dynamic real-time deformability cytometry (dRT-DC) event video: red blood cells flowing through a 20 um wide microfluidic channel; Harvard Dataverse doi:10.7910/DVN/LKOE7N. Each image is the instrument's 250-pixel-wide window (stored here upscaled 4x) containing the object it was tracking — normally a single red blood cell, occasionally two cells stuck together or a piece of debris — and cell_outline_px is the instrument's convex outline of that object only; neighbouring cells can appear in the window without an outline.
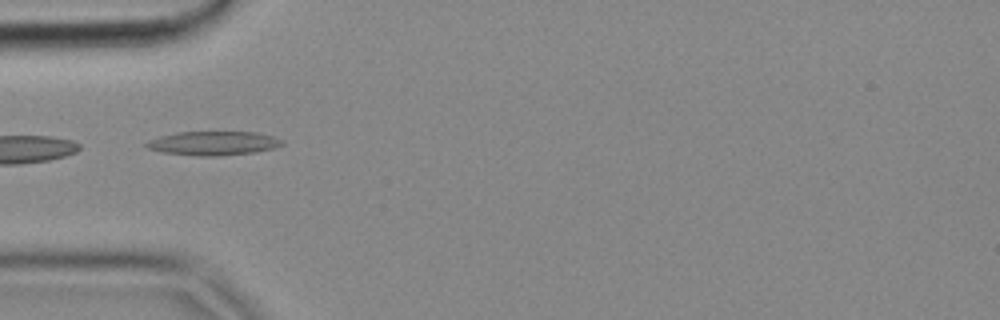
{"species": "common noctule bat (a hibernating species)", "species_latin": "Nyctalus noctula", "temperature_condition": "cold", "stored_images_in_passage": 5, "camera_frame_rate_fps": 3000, "um_per_image_px": 0.085, "animal": {"sex": "female", "body_mass_g": 18.4}, "frame": {"image": 1, "passage_image": 1, "time_ms": 0.0, "image_size_px": [1000, 320], "cell_outline_px": [[284, 144], [272, 148], [256, 152], [216, 156], [196, 156], [160, 152], [148, 148], [144, 144], [160, 136], [176, 132], [256, 132], [272, 136], [284, 140]], "centroid_in_image_um": [18.14, 12.18], "position_along_channel_um": 66.9, "area_um2": 18.9}}
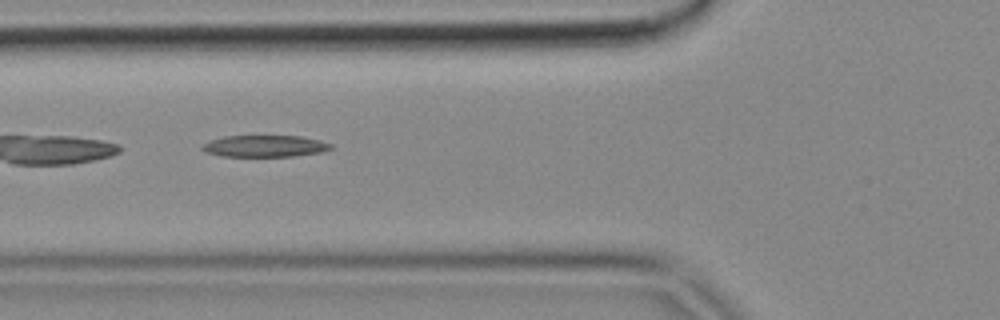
{"frame": {"image": 2, "passage_image": 2, "time_ms": 0.333, "image_size_px": [1000, 320], "cell_outline_px": [[332, 148], [324, 152], [292, 156], [220, 156], [204, 152], [200, 148], [200, 144], [208, 140], [224, 136], [300, 136], [320, 140], [332, 144]], "centroid_in_image_um": [22.45, 12.41], "position_along_channel_um": 103.3, "area_um2": 16.47}}
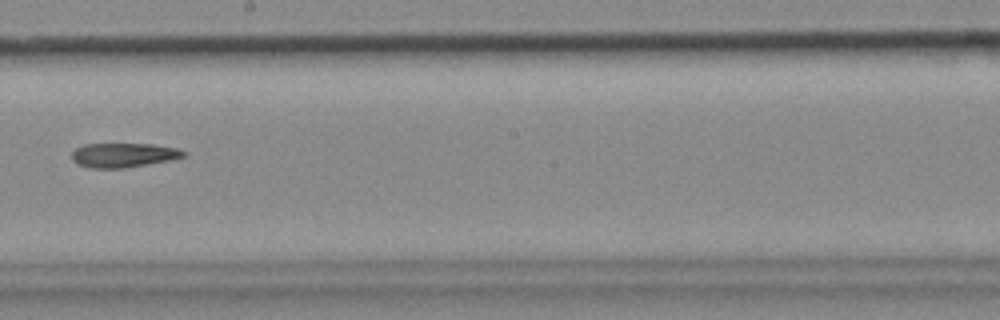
{"frame": {"image": 3, "passage_image": 5, "time_ms": 1.333, "image_size_px": [1000, 320], "cell_outline_px": [[188, 156], [172, 160], [124, 168], [88, 168], [76, 164], [72, 160], [72, 152], [76, 148], [84, 144], [152, 144], [176, 148], [188, 152]], "centroid_in_image_um": [10.52, 13.19], "position_along_channel_um": 237.7, "area_um2": 16.07}}